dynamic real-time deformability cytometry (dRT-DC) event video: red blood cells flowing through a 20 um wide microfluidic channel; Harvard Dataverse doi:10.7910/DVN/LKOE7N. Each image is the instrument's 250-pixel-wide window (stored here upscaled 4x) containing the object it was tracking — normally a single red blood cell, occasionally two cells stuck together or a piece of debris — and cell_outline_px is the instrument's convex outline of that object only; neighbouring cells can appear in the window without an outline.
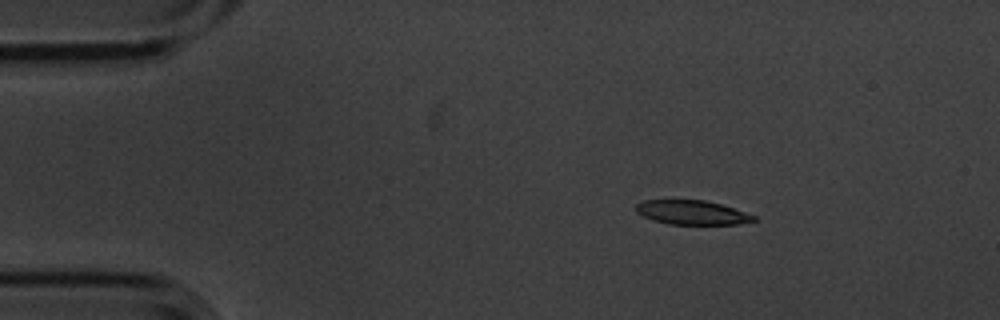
{"species": "common noctule bat (a hibernating species)", "species_latin": "Nyctalus noctula", "temperature_condition": "cold", "stored_images_in_passage": 4, "camera_frame_rate_fps": 3000, "um_per_image_px": 0.085, "animal": {"sex": "male", "body_mass_g": 20.1, "forearm_length_mm": 53.5}, "frame": {"image": 1, "passage_image": 2, "time_ms": 0.333, "image_size_px": [1000, 320], "cell_outline_px": [[756, 220], [736, 224], [668, 224], [652, 220], [636, 212], [636, 204], [644, 200], [704, 200], [720, 204], [756, 216]], "centroid_in_image_um": [58.78, 18.06], "position_along_channel_um": 26.2, "area_um2": 16.42}}